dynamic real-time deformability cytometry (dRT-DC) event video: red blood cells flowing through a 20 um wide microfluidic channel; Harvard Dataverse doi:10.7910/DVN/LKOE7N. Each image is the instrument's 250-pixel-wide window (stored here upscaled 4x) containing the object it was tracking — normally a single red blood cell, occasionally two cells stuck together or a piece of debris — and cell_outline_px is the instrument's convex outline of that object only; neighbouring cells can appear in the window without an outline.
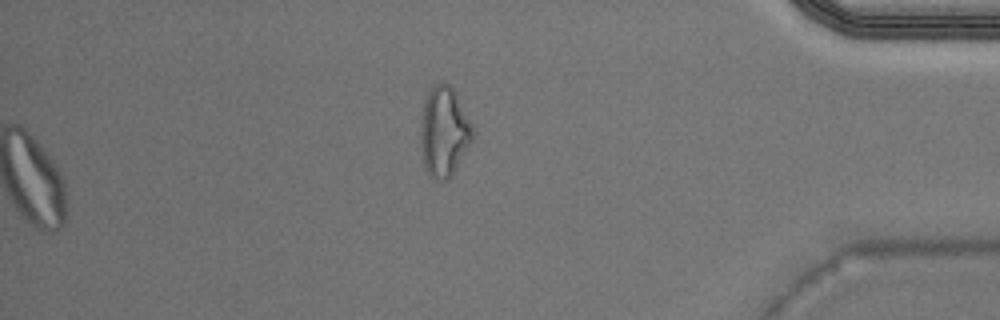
{"species": "Egyptian fruit bat (a non-hibernating species)", "species_latin": "Rousettus aegyptiacus", "temperature_condition": "warm", "stored_images_in_passage": 37, "camera_frame_rate_fps": 3000, "um_per_image_px": 0.085, "animal": {"sex": "male"}, "frame": {"image": 1, "passage_image": 37, "time_ms": 12.0, "image_size_px": [1000, 320], "cell_outline_px": [[476, 132], [472, 140], [452, 176], [448, 180], [432, 180], [424, 168], [420, 148], [420, 124], [424, 100], [428, 92], [436, 84], [448, 84], [452, 88], [472, 124]], "centroid_in_image_um": [37.72, 11.26], "position_along_channel_um": 397.5, "area_um2": 27.46}}